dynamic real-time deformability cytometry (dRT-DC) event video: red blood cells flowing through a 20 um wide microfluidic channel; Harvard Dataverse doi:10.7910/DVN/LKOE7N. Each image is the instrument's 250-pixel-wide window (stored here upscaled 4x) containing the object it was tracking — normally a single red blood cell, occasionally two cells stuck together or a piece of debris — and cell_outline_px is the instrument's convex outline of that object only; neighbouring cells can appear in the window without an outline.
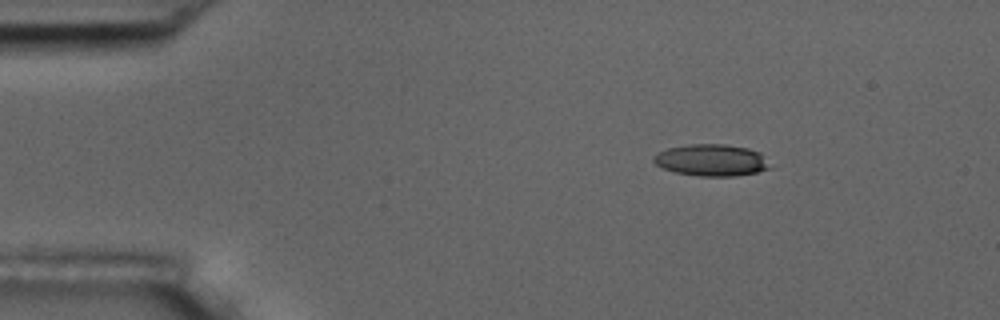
{"species": "common noctule bat (a hibernating species)", "species_latin": "Nyctalus noctula", "temperature_condition": "room temperature", "stored_images_in_passage": 49, "camera_frame_rate_fps": 3000, "um_per_image_px": 0.085, "animal": {"sex": "male", "body_mass_g": 17.5, "forearm_length_mm": 52.3}, "frame": {"image": 1, "passage_image": 1, "time_ms": 0.0, "image_size_px": [1000, 320], "cell_outline_px": [[772, 168], [756, 172], [736, 176], [700, 176], [676, 172], [660, 168], [652, 160], [652, 156], [656, 152], [668, 148], [688, 144], [724, 144], [748, 148], [760, 152]], "centroid_in_image_um": [60.43, 13.61], "position_along_channel_um": 24.6, "area_um2": 21.68}}
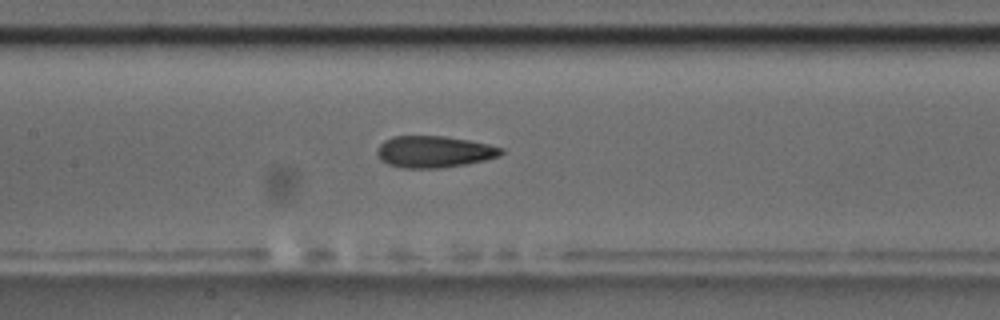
{"frame": {"image": 2, "passage_image": 19, "time_ms": 6.0, "image_size_px": [1000, 320], "cell_outline_px": [[504, 152], [500, 156], [484, 160], [464, 164], [440, 168], [404, 168], [388, 164], [380, 160], [376, 152], [376, 148], [384, 140], [392, 136], [444, 136], [468, 140], [488, 144], [504, 148]], "centroid_in_image_um": [36.87, 12.89], "position_along_channel_um": 170.5, "area_um2": 22.95}}
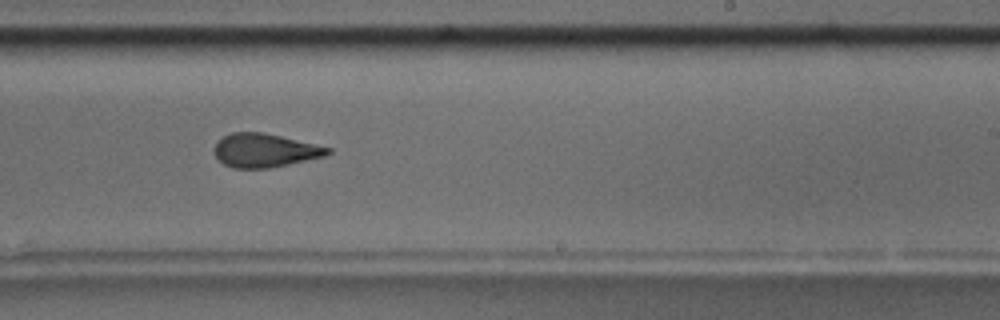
{"frame": {"image": 3, "passage_image": 27, "time_ms": 8.667, "image_size_px": [1000, 320], "cell_outline_px": [[332, 152], [324, 156], [288, 164], [268, 168], [232, 168], [224, 164], [212, 152], [212, 148], [216, 140], [232, 132], [264, 132], [332, 148]], "centroid_in_image_um": [22.45, 12.77], "position_along_channel_um": 266.5, "area_um2": 22.31}, "authors_computed_cell_mechanics": {"area_um2": 22.9466, "velocity_mm_per_s": 3.6151, "shape_relaxation_time_tau1_ms": 9.5755, "shape_relaxation_time_tau2_ms": 2.684, "deformation_change_tau1": 0.2483, "deformation_change_tau2": 0.1164}}